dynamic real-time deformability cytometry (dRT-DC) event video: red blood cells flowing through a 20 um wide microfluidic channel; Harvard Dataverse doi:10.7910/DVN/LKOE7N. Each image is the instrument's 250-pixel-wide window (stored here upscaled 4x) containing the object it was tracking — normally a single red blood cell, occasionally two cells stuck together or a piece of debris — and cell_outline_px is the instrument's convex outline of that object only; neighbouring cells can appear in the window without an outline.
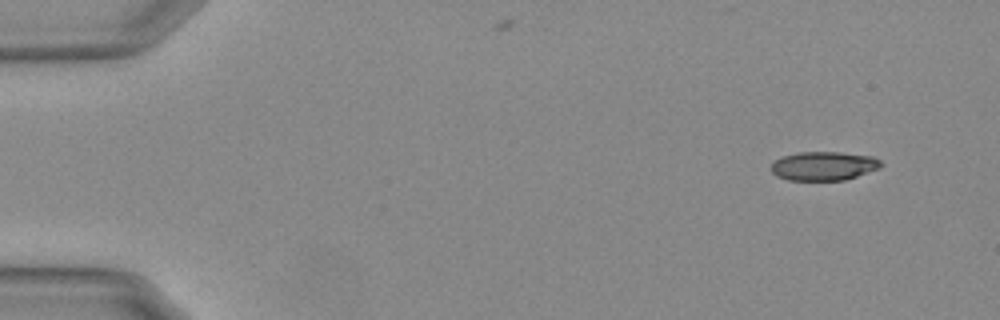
{"species": "Egyptian fruit bat (a non-hibernating species)", "species_latin": "Rousettus aegyptiacus", "temperature_condition": "warm", "stored_images_in_passage": 52, "camera_frame_rate_fps": 3000, "um_per_image_px": 0.085, "animal": {"sex": "female"}, "frame": {"image": 1, "passage_image": 1, "time_ms": 0.0, "image_size_px": [1000, 320], "cell_outline_px": [[884, 164], [880, 168], [844, 180], [788, 180], [776, 176], [768, 168], [772, 160], [780, 156], [800, 152], [840, 152], [872, 156], [880, 160]], "centroid_in_image_um": [69.95, 14.1], "position_along_channel_um": 15.0, "area_um2": 18.79}}
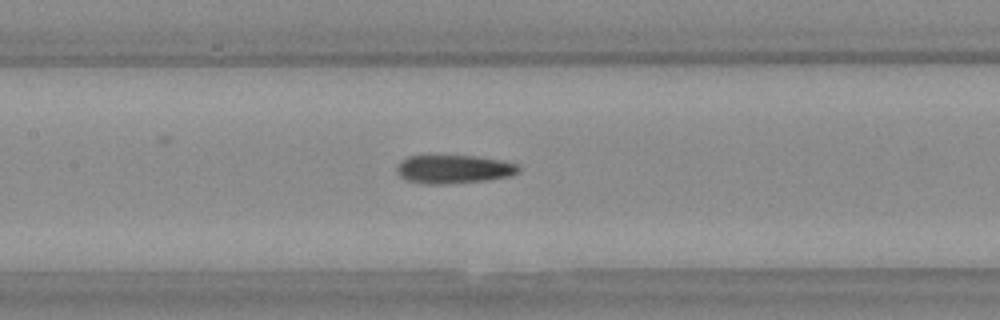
{"frame": {"image": 2, "passage_image": 23, "time_ms": 7.333, "image_size_px": [1000, 320], "cell_outline_px": [[520, 172], [512, 176], [488, 180], [448, 184], [428, 184], [408, 180], [400, 176], [396, 172], [396, 168], [408, 156], [476, 156], [500, 160], [516, 164], [520, 168]], "centroid_in_image_um": [38.62, 14.39], "position_along_channel_um": 168.8, "area_um2": 20.11}}
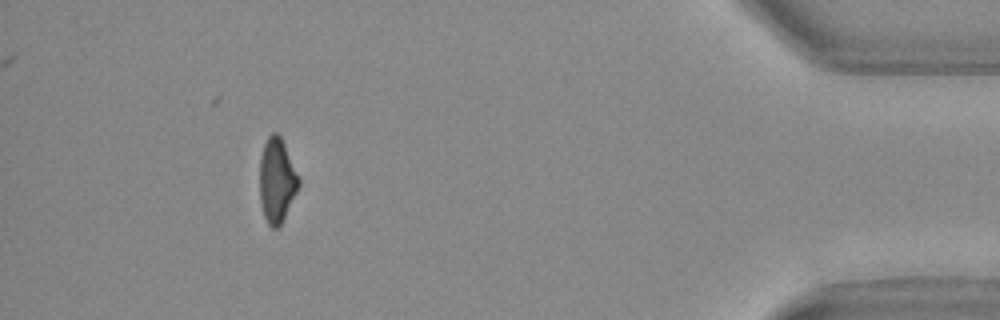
{"frame": {"image": 3, "passage_image": 47, "time_ms": 15.333, "image_size_px": [1000, 320], "cell_outline_px": [[300, 184], [280, 224], [276, 228], [272, 228], [268, 224], [264, 216], [260, 200], [260, 156], [264, 144], [268, 136], [272, 132], [276, 132], [280, 136], [284, 144], [300, 180]], "centroid_in_image_um": [23.51, 15.31], "position_along_channel_um": 411.7, "area_um2": 18.79}, "authors_computed_cell_mechanics": {"area_um2": 19.9121, "velocity_mm_per_s": 3.7452, "shape_relaxation_time_tau1_ms": 10.6266, "shape_relaxation_time_tau2_ms": 4.8143, "deformation_change_tau1": 0.2773, "deformation_change_tau2": 0.1405}}